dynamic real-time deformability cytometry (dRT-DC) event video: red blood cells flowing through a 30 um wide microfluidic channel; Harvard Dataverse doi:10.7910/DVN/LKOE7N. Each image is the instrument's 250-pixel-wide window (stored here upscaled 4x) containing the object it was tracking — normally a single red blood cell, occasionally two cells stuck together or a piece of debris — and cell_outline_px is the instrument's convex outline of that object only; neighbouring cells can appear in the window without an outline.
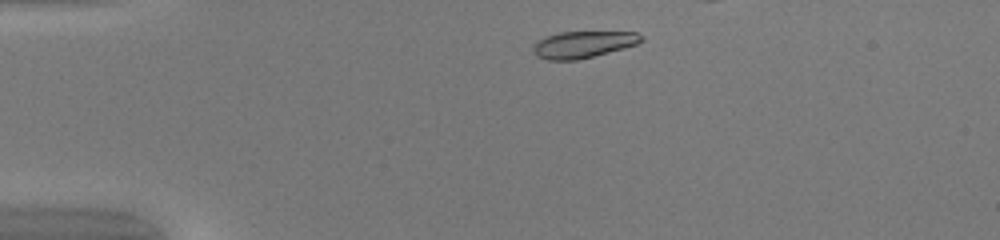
{"species": "common noctule bat (a hibernating species)", "species_latin": "Nyctalus noctula", "temperature_condition": "warm", "stored_images_in_passage": 33, "camera_frame_rate_fps": 3000, "um_per_image_px": 0.085, "animal": {"sex": "female", "body_mass_g": 20.0, "forearm_length_mm": 54.0}, "frame": {"image": 1, "passage_image": 3, "time_ms": 0.667, "image_size_px": [1000, 240], "cell_outline_px": [[644, 40], [636, 44], [624, 48], [576, 60], [548, 60], [536, 56], [532, 52], [532, 48], [540, 40], [548, 36], [560, 32], [636, 32], [644, 36]], "centroid_in_image_um": [49.58, 3.78], "position_along_channel_um": 35.4, "area_um2": 16.65}}
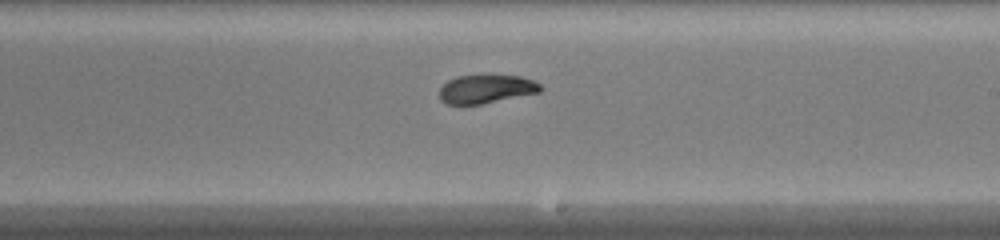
{"frame": {"image": 2, "passage_image": 22, "time_ms": 7.0, "image_size_px": [1000, 240], "cell_outline_px": [[544, 88], [540, 92], [480, 104], [444, 104], [440, 100], [440, 88], [448, 80], [456, 76], [520, 76], [532, 80], [540, 84]], "centroid_in_image_um": [41.31, 7.57], "position_along_channel_um": 247.7, "area_um2": 16.59}}
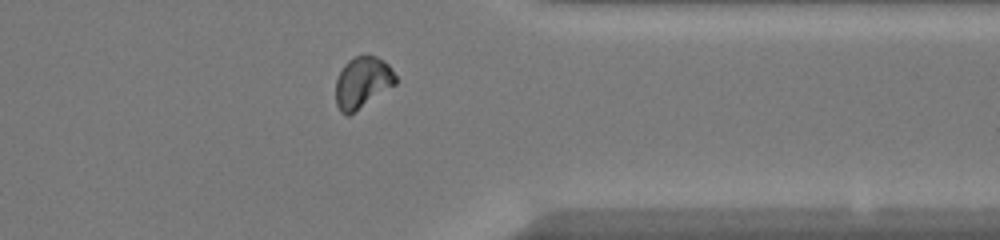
{"frame": {"image": 3, "passage_image": 32, "time_ms": 10.333, "image_size_px": [1000, 240], "cell_outline_px": [[396, 84], [348, 116], [344, 116], [340, 112], [336, 104], [336, 80], [344, 64], [348, 60], [356, 56], [376, 56], [384, 60], [388, 64], [396, 76]], "centroid_in_image_um": [30.79, 7.02], "position_along_channel_um": 380.6, "area_um2": 17.86}}